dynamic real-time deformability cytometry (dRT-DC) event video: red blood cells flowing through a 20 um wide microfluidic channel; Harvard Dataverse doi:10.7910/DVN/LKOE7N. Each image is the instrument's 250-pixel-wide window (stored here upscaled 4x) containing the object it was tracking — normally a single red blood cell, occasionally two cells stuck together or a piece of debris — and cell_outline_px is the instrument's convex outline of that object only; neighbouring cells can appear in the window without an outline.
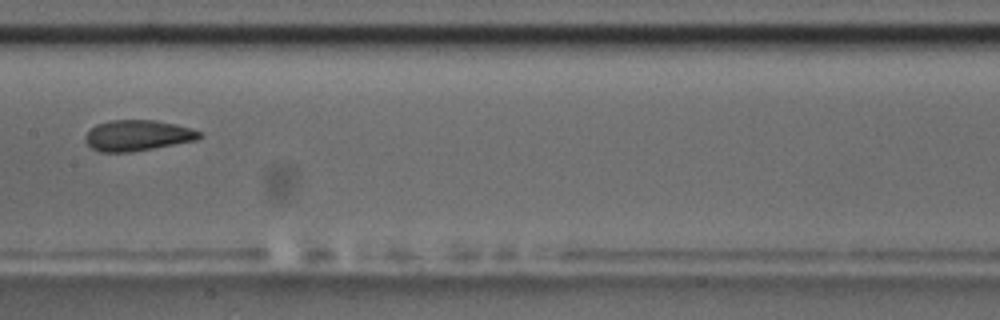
{"species": "common noctule bat (a hibernating species)", "species_latin": "Nyctalus noctula", "temperature_condition": "room temperature", "stored_images_in_passage": 6, "camera_frame_rate_fps": 3000, "um_per_image_px": 0.085, "animal": {"sex": "male", "body_mass_g": 17.5, "forearm_length_mm": 52.3}, "frame": {"image": 1, "passage_image": 4, "time_ms": 3.333, "image_size_px": [1000, 320], "cell_outline_px": [[204, 136], [196, 140], [152, 148], [128, 152], [100, 152], [92, 148], [84, 140], [84, 136], [96, 124], [108, 120], [156, 120], [176, 124], [192, 128], [200, 132]], "centroid_in_image_um": [11.69, 11.5], "position_along_channel_um": 195.7, "area_um2": 20.46}}